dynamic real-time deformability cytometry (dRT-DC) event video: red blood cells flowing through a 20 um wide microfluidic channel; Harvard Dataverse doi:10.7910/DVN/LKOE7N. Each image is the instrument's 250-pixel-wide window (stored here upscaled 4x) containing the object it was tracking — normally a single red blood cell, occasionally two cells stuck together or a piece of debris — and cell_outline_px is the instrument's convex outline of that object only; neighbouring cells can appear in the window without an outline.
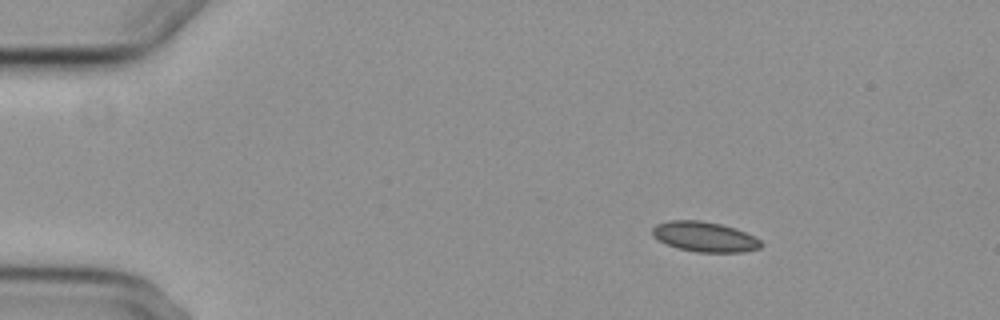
{"species": "common noctule bat (a hibernating species)", "species_latin": "Nyctalus noctula", "temperature_condition": "cold", "stored_images_in_passage": 5, "camera_frame_rate_fps": 3000, "um_per_image_px": 0.085, "animal": {"sex": "female", "body_mass_g": 29.2, "forearm_length_mm": 56.3}, "frame": {"image": 1, "passage_image": 2, "time_ms": 1.0, "image_size_px": [1000, 320], "cell_outline_px": [[764, 244], [760, 248], [744, 252], [696, 252], [680, 248], [668, 244], [652, 236], [652, 228], [656, 224], [668, 220], [700, 220], [720, 224], [736, 228], [760, 240]], "centroid_in_image_um": [59.9, 20.12], "position_along_channel_um": 25.1, "area_um2": 18.96}}
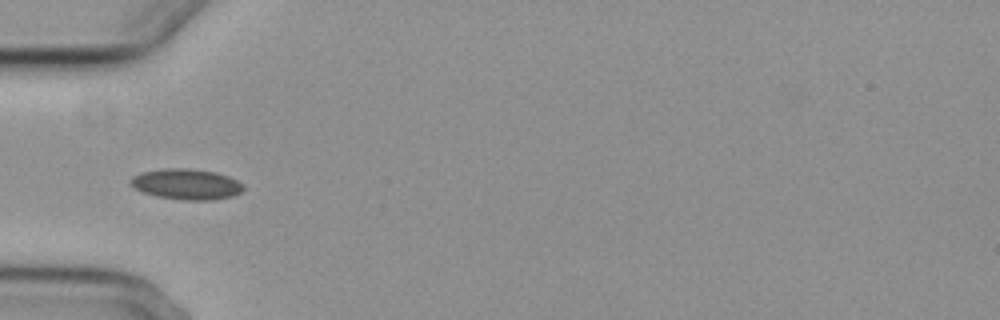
{"frame": {"image": 2, "passage_image": 4, "time_ms": 4.333, "image_size_px": [1000, 320], "cell_outline_px": [[244, 188], [240, 192], [232, 196], [212, 200], [180, 200], [156, 196], [144, 192], [136, 188], [128, 180], [132, 176], [140, 172], [164, 168], [188, 168], [216, 172], [228, 176], [244, 184]], "centroid_in_image_um": [15.84, 15.65], "position_along_channel_um": 69.2, "area_um2": 20.23}}